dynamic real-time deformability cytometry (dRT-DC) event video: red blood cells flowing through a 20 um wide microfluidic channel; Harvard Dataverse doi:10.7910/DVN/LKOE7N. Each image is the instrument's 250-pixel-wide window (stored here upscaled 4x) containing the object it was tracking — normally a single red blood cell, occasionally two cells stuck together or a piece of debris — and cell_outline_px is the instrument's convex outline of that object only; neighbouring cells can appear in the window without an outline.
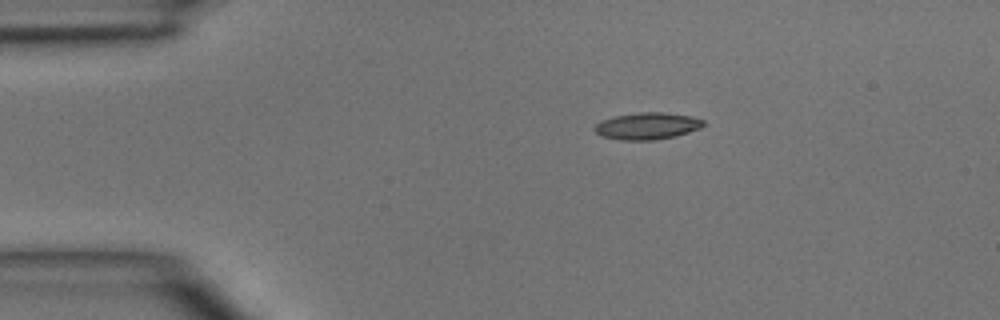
{"species": "common noctule bat (a hibernating species)", "species_latin": "Nyctalus noctula", "temperature_condition": "room temperature", "stored_images_in_passage": 39, "camera_frame_rate_fps": 3000, "um_per_image_px": 0.085, "animal": {"sex": "male", "body_mass_g": 15.6}, "frame": {"image": 1, "passage_image": 1, "time_ms": 0.0, "image_size_px": [1000, 320], "cell_outline_px": [[704, 124], [700, 128], [676, 136], [656, 140], [620, 140], [600, 136], [596, 132], [596, 124], [600, 120], [612, 116], [640, 112], [664, 112], [692, 116], [704, 120]], "centroid_in_image_um": [55.01, 10.7], "position_along_channel_um": 30.0, "area_um2": 17.17}}
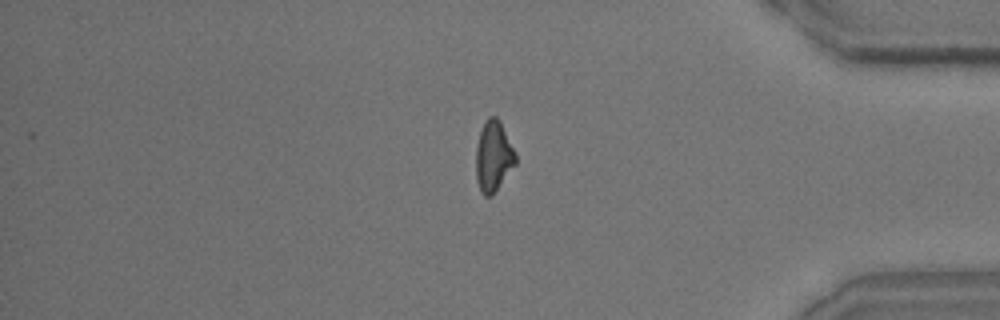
{"frame": {"image": 2, "passage_image": 32, "time_ms": 10.333, "image_size_px": [1000, 320], "cell_outline_px": [[516, 164], [492, 196], [484, 196], [480, 192], [476, 180], [476, 148], [480, 132], [488, 116], [496, 116], [500, 120], [516, 156]], "centroid_in_image_um": [41.93, 13.32], "position_along_channel_um": 393.3, "area_um2": 16.24}}
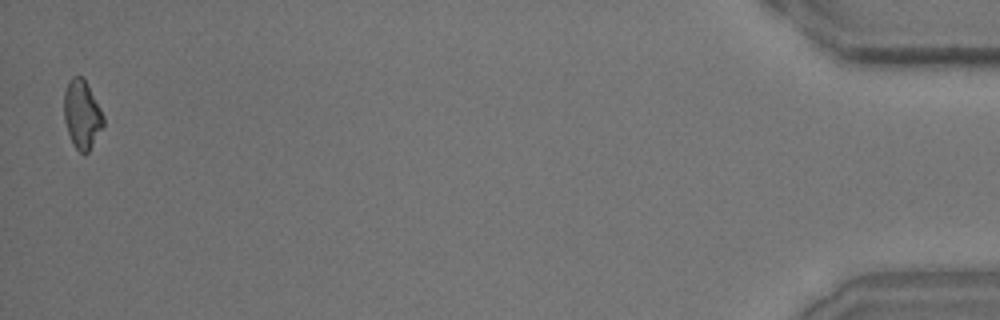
{"frame": {"image": 3, "passage_image": 39, "time_ms": 12.667, "image_size_px": [1000, 320], "cell_outline_px": [[104, 124], [88, 152], [84, 156], [72, 144], [64, 120], [64, 92], [68, 80], [72, 76], [84, 76], [104, 116]], "centroid_in_image_um": [6.95, 9.7], "position_along_channel_um": 428.2, "area_um2": 15.84}}